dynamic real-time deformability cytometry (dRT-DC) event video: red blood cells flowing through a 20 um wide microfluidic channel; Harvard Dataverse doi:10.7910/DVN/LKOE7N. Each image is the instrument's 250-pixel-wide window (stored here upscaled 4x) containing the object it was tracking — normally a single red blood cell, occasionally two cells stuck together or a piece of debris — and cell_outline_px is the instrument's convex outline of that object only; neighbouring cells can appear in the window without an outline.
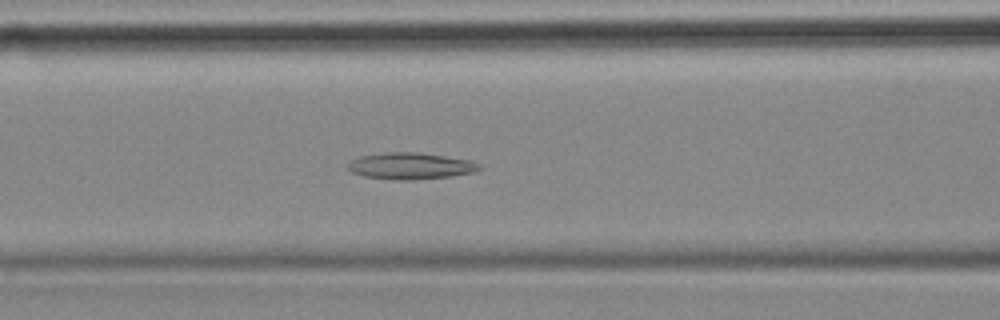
{"species": "common noctule bat (a hibernating species)", "species_latin": "Nyctalus noctula", "temperature_condition": "cold", "stored_images_in_passage": 56, "camera_frame_rate_fps": 3000, "um_per_image_px": 0.085, "animal": {"sex": "female", "body_mass_g": 18.4}, "frame": {"image": 1, "passage_image": 22, "time_ms": 7.0, "image_size_px": [1000, 320], "cell_outline_px": [[480, 168], [472, 172], [448, 176], [412, 180], [396, 180], [364, 176], [352, 172], [348, 168], [348, 164], [352, 160], [360, 156], [384, 152], [416, 152], [444, 156], [468, 160], [480, 164]], "centroid_in_image_um": [34.84, 14.1], "position_along_channel_um": 131.8, "area_um2": 20.0}}
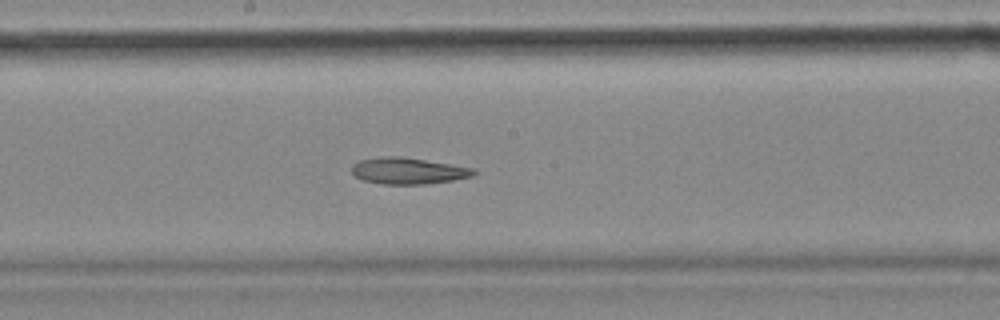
{"frame": {"image": 2, "passage_image": 29, "time_ms": 9.333, "image_size_px": [1000, 320], "cell_outline_px": [[476, 172], [472, 176], [452, 180], [428, 184], [380, 184], [364, 180], [356, 176], [352, 172], [352, 164], [360, 160], [388, 156], [400, 156], [472, 168]], "centroid_in_image_um": [34.66, 14.53], "position_along_channel_um": 213.5, "area_um2": 18.44}}
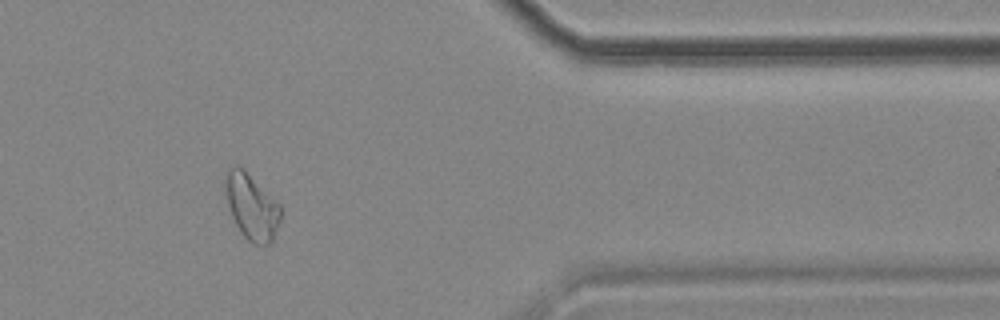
{"frame": {"image": 3, "passage_image": 46, "time_ms": 15.0, "image_size_px": [1000, 320], "cell_outline_px": [[280, 220], [272, 244], [252, 244], [244, 236], [236, 224], [232, 216], [228, 204], [224, 184], [224, 176], [228, 168], [236, 164], [244, 168], [280, 204]], "centroid_in_image_um": [21.38, 17.54], "position_along_channel_um": 390.0, "area_um2": 21.33}}